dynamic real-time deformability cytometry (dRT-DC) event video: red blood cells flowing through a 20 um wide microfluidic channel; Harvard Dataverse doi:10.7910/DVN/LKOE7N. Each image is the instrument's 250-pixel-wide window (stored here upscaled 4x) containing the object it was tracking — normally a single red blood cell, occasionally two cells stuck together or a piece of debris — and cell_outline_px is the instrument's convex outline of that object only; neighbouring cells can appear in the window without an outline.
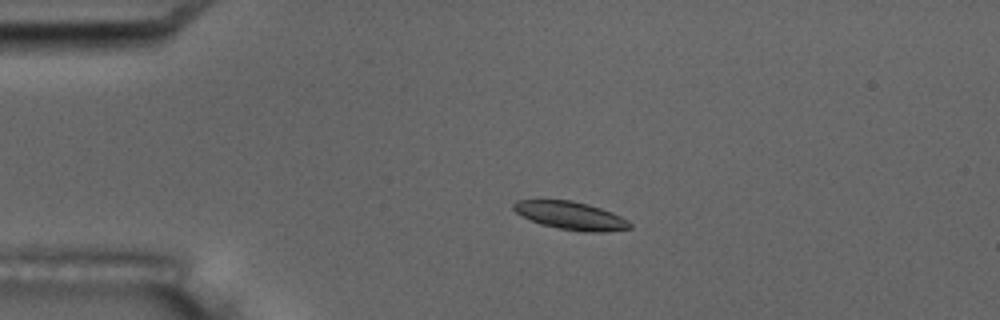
{"species": "common noctule bat (a hibernating species)", "species_latin": "Nyctalus noctula", "temperature_condition": "room temperature", "stored_images_in_passage": 6, "camera_frame_rate_fps": 3000, "um_per_image_px": 0.085, "animal": {"sex": "male", "body_mass_g": 17.5, "forearm_length_mm": 52.3}, "frame": {"image": 1, "passage_image": 4, "time_ms": 3.333, "image_size_px": [1000, 320], "cell_outline_px": [[632, 228], [604, 232], [584, 232], [560, 228], [540, 224], [516, 212], [512, 208], [512, 204], [516, 200], [572, 200], [588, 204], [612, 212], [628, 220], [632, 224]], "centroid_in_image_um": [48.54, 18.32], "position_along_channel_um": 36.5, "area_um2": 18.9}}